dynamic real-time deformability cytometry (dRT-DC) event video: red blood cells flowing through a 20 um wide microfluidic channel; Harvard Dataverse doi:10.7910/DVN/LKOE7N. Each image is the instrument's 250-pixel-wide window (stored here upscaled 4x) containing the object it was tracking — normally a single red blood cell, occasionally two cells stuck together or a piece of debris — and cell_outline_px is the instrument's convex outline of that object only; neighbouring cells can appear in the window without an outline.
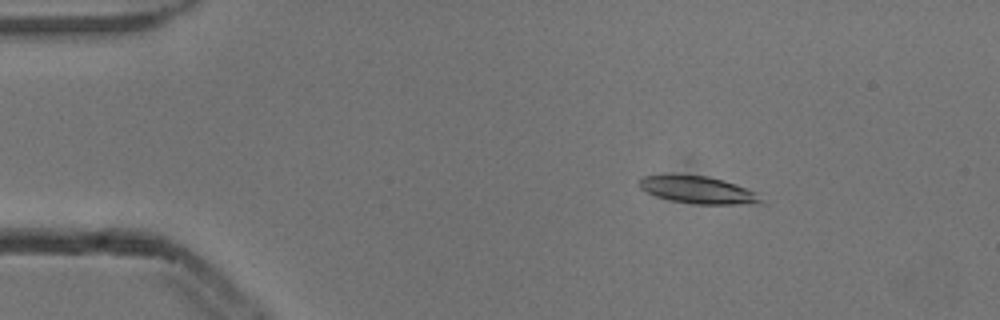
{"species": "common noctule bat (a hibernating species)", "species_latin": "Nyctalus noctula", "temperature_condition": "cold", "stored_images_in_passage": 4, "camera_frame_rate_fps": 3000, "um_per_image_px": 0.085, "animal": {"sex": "male", "body_mass_g": 13.3}, "frame": {"image": 1, "passage_image": 2, "time_ms": 0.333, "image_size_px": [1000, 320], "cell_outline_px": [[764, 204], [696, 204], [672, 200], [656, 196], [640, 188], [636, 180], [644, 176], [708, 176], [736, 184], [760, 192]], "centroid_in_image_um": [59.43, 16.17], "position_along_channel_um": 25.6, "area_um2": 19.25}}